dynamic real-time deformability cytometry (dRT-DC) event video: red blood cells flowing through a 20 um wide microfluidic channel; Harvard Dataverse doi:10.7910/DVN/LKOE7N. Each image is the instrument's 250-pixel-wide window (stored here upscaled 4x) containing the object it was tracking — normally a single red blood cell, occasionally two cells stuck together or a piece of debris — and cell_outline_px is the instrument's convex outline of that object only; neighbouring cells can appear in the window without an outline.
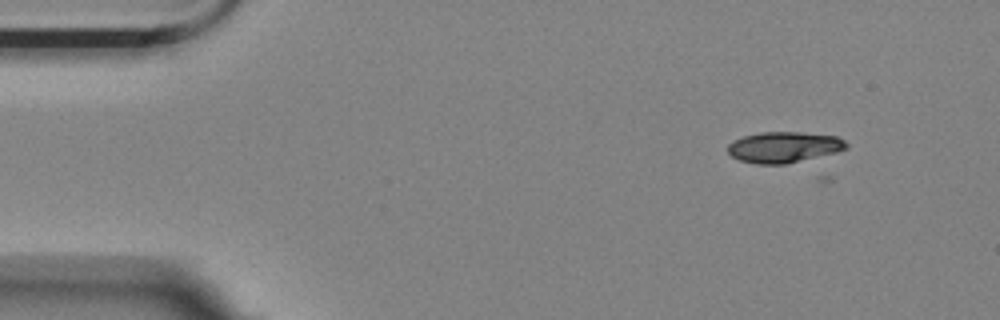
{"species": "Egyptian fruit bat (a non-hibernating species)", "species_latin": "Rousettus aegyptiacus", "temperature_condition": "room temperature", "stored_images_in_passage": 5, "camera_frame_rate_fps": 3000, "um_per_image_px": 0.085, "animal": {"sex": "female"}, "frame": {"image": 1, "passage_image": 2, "time_ms": 0.333, "image_size_px": [1000, 320], "cell_outline_px": [[848, 148], [836, 152], [784, 164], [756, 164], [740, 160], [732, 156], [728, 152], [728, 144], [732, 140], [744, 136], [760, 132], [800, 132], [836, 136], [844, 140], [848, 144]], "centroid_in_image_um": [66.61, 12.5], "position_along_channel_um": 18.4, "area_um2": 21.21}}